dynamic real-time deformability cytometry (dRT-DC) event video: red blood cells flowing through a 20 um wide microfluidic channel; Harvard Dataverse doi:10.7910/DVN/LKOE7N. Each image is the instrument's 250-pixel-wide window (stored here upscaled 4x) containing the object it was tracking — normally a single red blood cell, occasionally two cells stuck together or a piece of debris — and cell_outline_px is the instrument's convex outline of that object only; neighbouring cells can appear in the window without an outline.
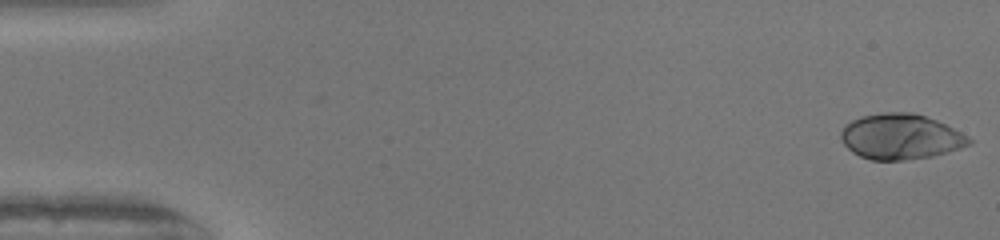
{"species": "human", "species_latin": "Homo sapiens", "temperature_condition": "warm", "stored_images_in_passage": 51, "camera_frame_rate_fps": 3000, "um_per_image_px": 0.085, "donor": {"sex": "female"}, "frame": {"image": 1, "passage_image": 1, "time_ms": 0.0, "image_size_px": [1000, 240], "cell_outline_px": [[972, 144], [960, 148], [932, 156], [904, 160], [872, 160], [860, 156], [852, 152], [844, 144], [840, 136], [840, 132], [852, 120], [860, 116], [884, 112], [912, 112], [936, 120], [968, 136], [972, 140]], "centroid_in_image_um": [76.54, 11.62], "position_along_channel_um": 8.5, "area_um2": 33.7}}
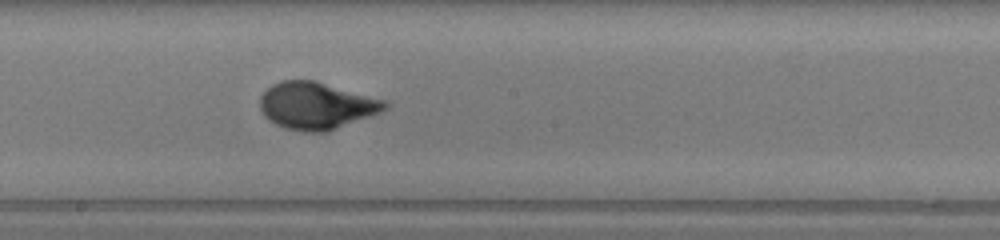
{"frame": {"image": 2, "passage_image": 28, "time_ms": 9.0, "image_size_px": [1000, 240], "cell_outline_px": [[388, 108], [380, 112], [328, 132], [304, 132], [284, 128], [268, 120], [264, 116], [260, 108], [260, 96], [272, 84], [280, 80], [316, 80], [388, 100]], "centroid_in_image_um": [26.91, 8.97], "position_along_channel_um": 221.3, "area_um2": 34.68}}
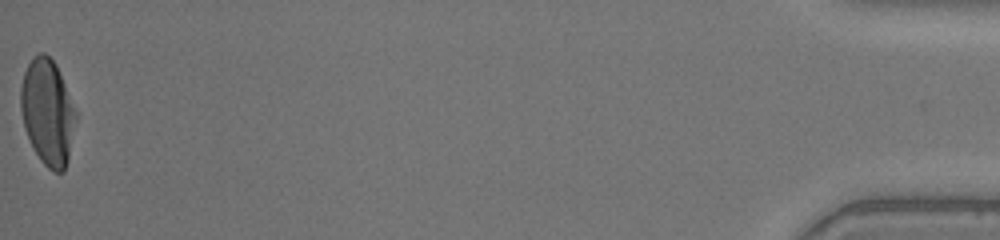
{"frame": {"image": 3, "passage_image": 51, "time_ms": 16.667, "image_size_px": [1000, 240], "cell_outline_px": [[76, 120], [68, 160], [64, 172], [52, 172], [40, 160], [32, 148], [24, 128], [20, 108], [20, 88], [24, 72], [32, 56], [40, 52], [44, 52], [56, 64], [76, 112]], "centroid_in_image_um": [4.02, 9.55], "position_along_channel_um": 431.2, "area_um2": 34.1}, "authors_computed_cell_mechanics": {"area_um2": 33.0616, "velocity_mm_per_s": 4.0761, "shape_relaxation_time_tau1_ms": 4.0137, "shape_relaxation_time_tau2_ms": null, "deformation_change_tau1": 0.2265, "deformation_change_tau2": null}}